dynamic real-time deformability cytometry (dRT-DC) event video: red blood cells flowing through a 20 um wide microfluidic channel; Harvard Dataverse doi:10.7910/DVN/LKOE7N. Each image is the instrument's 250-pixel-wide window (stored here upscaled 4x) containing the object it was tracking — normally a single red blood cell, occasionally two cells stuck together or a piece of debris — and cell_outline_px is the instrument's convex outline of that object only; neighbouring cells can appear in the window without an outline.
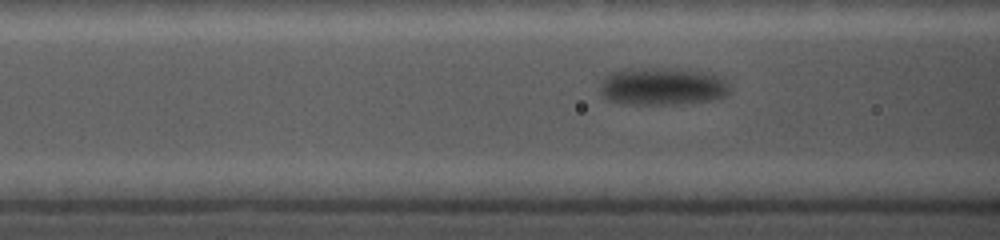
{"species": "common noctule bat (a hibernating species)", "species_latin": "Nyctalus noctula", "temperature_condition": "cold", "stored_images_in_passage": 12, "camera_frame_rate_fps": 5000, "um_per_image_px": 0.085, "animal": {"sex": "female", "body_mass_g": 19.0, "forearm_length_mm": 56.7}, "frame": {"image": 1, "passage_image": 6, "time_ms": 2.0, "image_size_px": [1000, 240], "cell_outline_px": [[728, 92], [724, 96], [712, 100], [684, 104], [624, 104], [608, 100], [600, 92], [600, 88], [604, 76], [612, 72], [624, 68], [668, 68], [712, 72], [724, 84]], "centroid_in_image_um": [56.22, 7.34], "position_along_channel_um": 110.4, "area_um2": 28.38}}
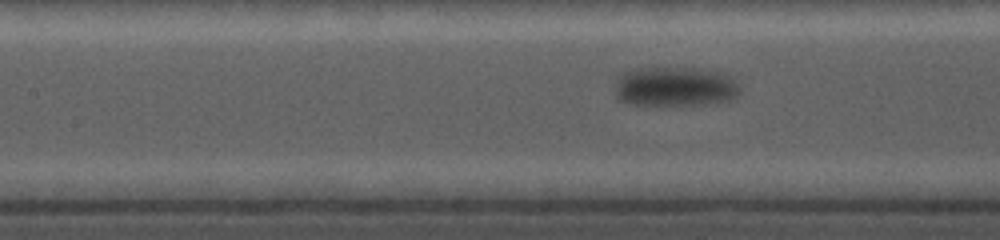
{"frame": {"image": 2, "passage_image": 9, "time_ms": 3.2, "image_size_px": [1000, 240], "cell_outline_px": [[736, 96], [728, 100], [704, 104], [632, 104], [620, 100], [616, 96], [616, 92], [620, 80], [624, 72], [636, 68], [692, 68], [716, 72], [732, 80], [736, 84]], "centroid_in_image_um": [57.32, 7.36], "position_along_channel_um": 150.1, "area_um2": 27.57}}